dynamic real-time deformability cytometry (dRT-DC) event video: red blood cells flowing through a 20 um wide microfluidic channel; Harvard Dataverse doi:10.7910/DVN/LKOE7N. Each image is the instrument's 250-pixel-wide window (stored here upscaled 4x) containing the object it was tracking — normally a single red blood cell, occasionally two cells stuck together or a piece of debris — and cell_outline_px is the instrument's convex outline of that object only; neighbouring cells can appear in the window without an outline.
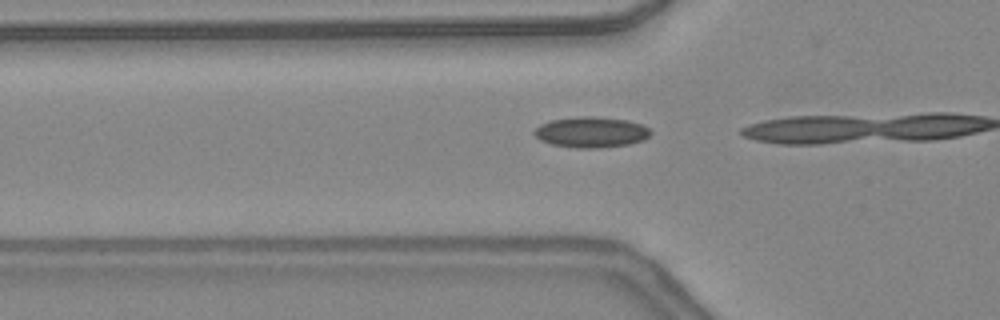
{"species": "common noctule bat (a hibernating species)", "species_latin": "Nyctalus noctula", "temperature_condition": "warm", "stored_images_in_passage": 13, "camera_frame_rate_fps": 3000, "um_per_image_px": 0.085, "animal": {"sex": "female", "body_mass_g": 24.6, "forearm_length_mm": 56.2}, "frame": {"image": 1, "passage_image": 12, "time_ms": 3.667, "image_size_px": [1000, 320], "cell_outline_px": [[652, 132], [644, 140], [628, 144], [596, 148], [576, 148], [552, 144], [540, 140], [532, 132], [540, 124], [552, 120], [580, 116], [592, 116], [628, 120], [640, 124], [648, 128]], "centroid_in_image_um": [50.24, 11.23], "position_along_channel_um": 75.6, "area_um2": 20.69}}